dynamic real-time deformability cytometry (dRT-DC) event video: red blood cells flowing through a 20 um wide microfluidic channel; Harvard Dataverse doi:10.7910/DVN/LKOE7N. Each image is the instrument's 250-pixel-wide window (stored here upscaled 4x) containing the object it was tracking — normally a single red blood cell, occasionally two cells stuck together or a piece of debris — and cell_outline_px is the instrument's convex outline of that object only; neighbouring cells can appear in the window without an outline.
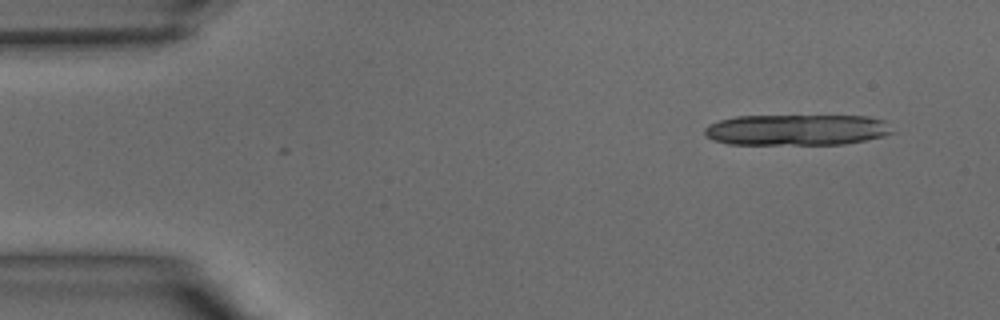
{"species": "common noctule bat (a hibernating species)", "species_latin": "Nyctalus noctula", "temperature_condition": "warm", "stored_images_in_passage": 14, "camera_frame_rate_fps": 3000, "um_per_image_px": 0.085, "animal": {"sex": "male", "body_mass_g": 15.6}, "frame": {"image": 1, "passage_image": 1, "time_ms": 0.0, "image_size_px": [1000, 320], "cell_outline_px": [[896, 132], [884, 136], [844, 144], [728, 144], [712, 140], [704, 132], [704, 128], [708, 124], [720, 120], [736, 116], [864, 116], [884, 120]], "centroid_in_image_um": [67.72, 11.03], "position_along_channel_um": 17.3, "area_um2": 33.93}}